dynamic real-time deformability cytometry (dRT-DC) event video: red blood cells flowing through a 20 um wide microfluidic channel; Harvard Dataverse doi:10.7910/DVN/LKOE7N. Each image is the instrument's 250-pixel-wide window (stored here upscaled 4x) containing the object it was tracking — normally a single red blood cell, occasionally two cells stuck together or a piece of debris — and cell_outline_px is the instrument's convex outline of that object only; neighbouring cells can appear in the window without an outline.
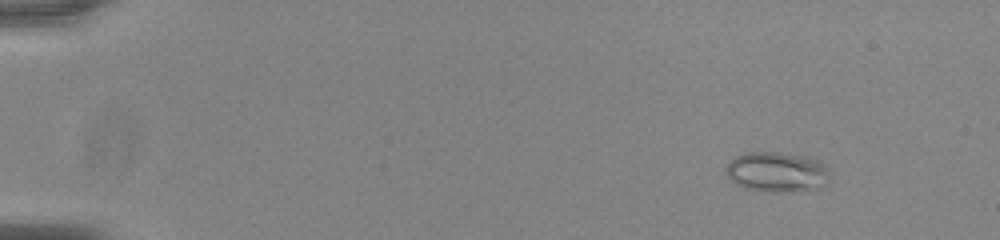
{"species": "common noctule bat (a hibernating species)", "species_latin": "Nyctalus noctula", "temperature_condition": "room temperature", "stored_images_in_passage": 50, "camera_frame_rate_fps": 3000, "um_per_image_px": 0.085, "animal": {"sex": "male", "body_mass_g": 20.0, "forearm_length_mm": 53.3}, "frame": {"image": 1, "passage_image": 1, "time_ms": 0.0, "image_size_px": [1000, 240], "cell_outline_px": [[808, 168], [800, 184], [748, 184], [740, 180], [740, 160], [748, 156], [768, 156], [788, 160], [800, 164]], "centroid_in_image_um": [65.52, 14.53], "position_along_channel_um": 19.5, "area_um2": 11.68}}
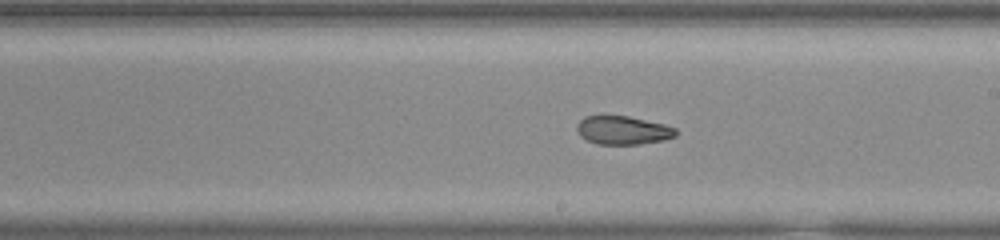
{"frame": {"image": 2, "passage_image": 28, "time_ms": 9.0, "image_size_px": [1000, 240], "cell_outline_px": [[676, 132], [672, 136], [656, 140], [632, 144], [604, 144], [588, 140], [580, 132], [580, 124], [588, 116], [624, 116], [660, 124], [672, 128]], "centroid_in_image_um": [52.93, 11.07], "position_along_channel_um": 236.1, "area_um2": 14.85}}
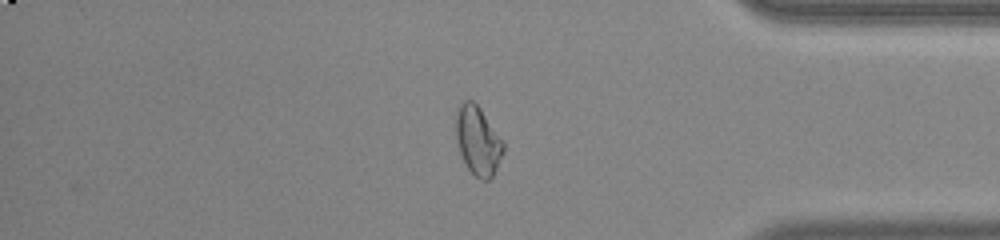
{"frame": {"image": 3, "passage_image": 42, "time_ms": 13.667, "image_size_px": [1000, 240], "cell_outline_px": [[504, 148], [492, 176], [476, 176], [472, 172], [464, 160], [460, 148], [460, 108], [464, 104], [476, 104], [500, 140]], "centroid_in_image_um": [40.69, 12.05], "position_along_channel_um": 394.5, "area_um2": 16.07}, "authors_computed_cell_mechanics": {"area_um2": 15.1725, "velocity_mm_per_s": 3.7925, "shape_relaxation_time_tau1_ms": null, "shape_relaxation_time_tau2_ms": 3.1635, "deformation_change_tau1": null, "deformation_change_tau2": 0.0735}}